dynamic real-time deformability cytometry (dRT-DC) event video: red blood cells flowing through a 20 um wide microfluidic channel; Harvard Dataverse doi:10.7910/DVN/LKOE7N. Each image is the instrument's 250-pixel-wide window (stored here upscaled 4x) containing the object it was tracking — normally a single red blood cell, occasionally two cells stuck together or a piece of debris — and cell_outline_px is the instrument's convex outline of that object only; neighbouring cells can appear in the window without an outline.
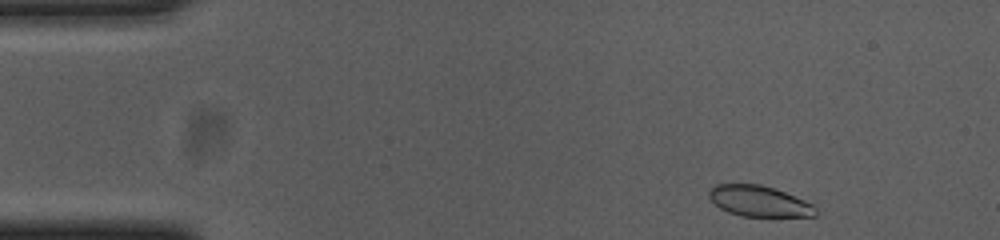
{"species": "common noctule bat (a hibernating species)", "species_latin": "Nyctalus noctula", "temperature_condition": "cold", "stored_images_in_passage": 49, "camera_frame_rate_fps": 3000, "um_per_image_px": 0.085, "animal": {"sex": "female", "body_mass_g": 23.0, "forearm_length_mm": 53.4}, "frame": {"image": 1, "passage_image": 1, "time_ms": 0.0, "image_size_px": [1000, 240], "cell_outline_px": [[816, 216], [740, 216], [728, 212], [720, 208], [708, 196], [708, 192], [716, 184], [760, 184], [784, 192], [804, 200], [812, 204], [816, 208]], "centroid_in_image_um": [64.51, 17.1], "position_along_channel_um": 20.5, "area_um2": 18.9}}
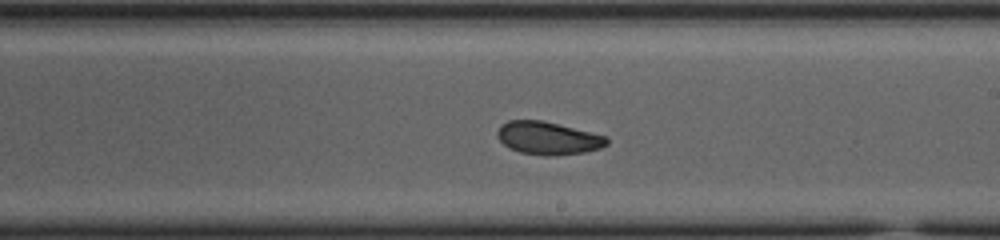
{"frame": {"image": 2, "passage_image": 26, "time_ms": 8.333, "image_size_px": [1000, 240], "cell_outline_px": [[608, 144], [600, 148], [584, 152], [556, 156], [544, 156], [520, 152], [504, 144], [496, 136], [496, 132], [500, 124], [508, 120], [540, 120], [608, 136]], "centroid_in_image_um": [46.57, 11.74], "position_along_channel_um": 242.4, "area_um2": 20.98}}
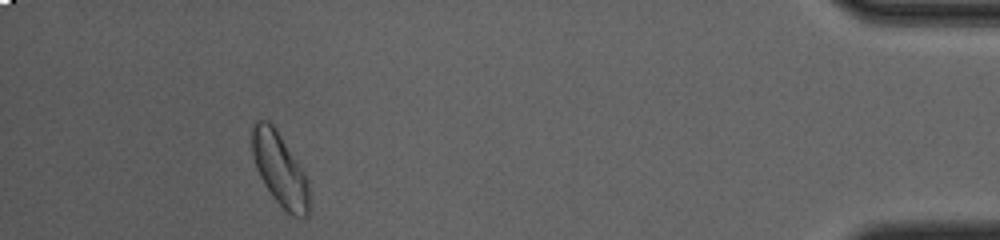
{"frame": {"image": 3, "passage_image": 45, "time_ms": 14.667, "image_size_px": [1000, 240], "cell_outline_px": [[308, 216], [292, 216], [272, 196], [264, 184], [256, 168], [252, 156], [252, 124], [256, 120], [268, 120], [276, 128], [304, 172], [308, 180]], "centroid_in_image_um": [23.76, 14.35], "position_along_channel_um": 411.4, "area_um2": 24.04}, "authors_computed_cell_mechanics": {"area_um2": 20.9236, "velocity_mm_per_s": 3.6759, "shape_relaxation_time_tau1_ms": 4.5534, "shape_relaxation_time_tau2_ms": 1.9898, "deformation_change_tau1": 0.1169, "deformation_change_tau2": 0.0701}}